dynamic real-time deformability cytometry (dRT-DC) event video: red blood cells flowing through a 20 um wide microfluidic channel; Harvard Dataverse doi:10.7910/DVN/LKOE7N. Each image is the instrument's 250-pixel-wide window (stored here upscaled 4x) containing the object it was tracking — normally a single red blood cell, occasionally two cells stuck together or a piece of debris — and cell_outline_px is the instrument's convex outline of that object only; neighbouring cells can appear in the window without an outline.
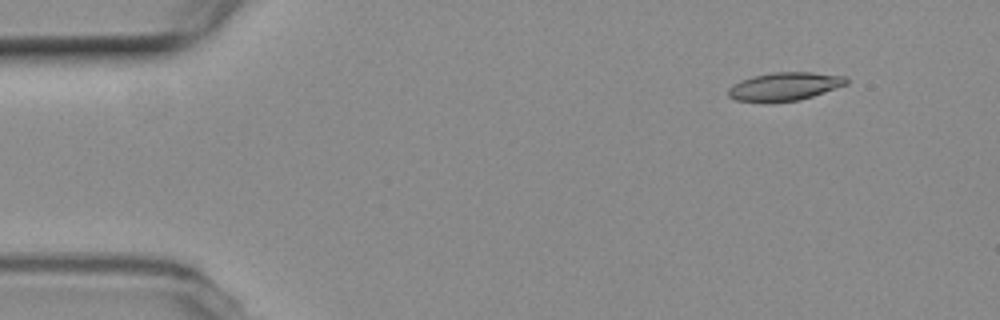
{"species": "common noctule bat (a hibernating species)", "species_latin": "Nyctalus noctula", "temperature_condition": "room temperature", "stored_images_in_passage": 51, "camera_frame_rate_fps": 3000, "um_per_image_px": 0.085, "animal": {"sex": "female", "body_mass_g": 19.3, "forearm_length_mm": 54.1}, "frame": {"image": 1, "passage_image": 1, "time_ms": 0.0, "image_size_px": [1000, 320], "cell_outline_px": [[848, 84], [800, 100], [764, 104], [736, 100], [728, 96], [728, 88], [732, 84], [740, 80], [752, 76], [772, 72], [812, 72], [844, 76], [848, 80]], "centroid_in_image_um": [66.63, 7.37], "position_along_channel_um": 18.4, "area_um2": 19.88}}
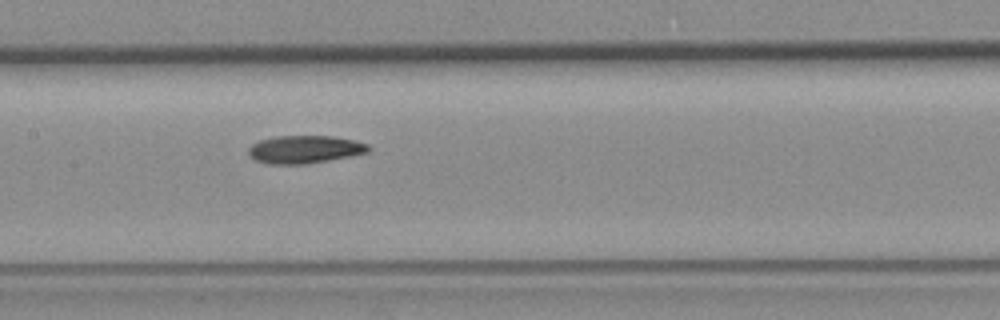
{"frame": {"image": 2, "passage_image": 22, "time_ms": 7.0, "image_size_px": [1000, 320], "cell_outline_px": [[372, 148], [368, 152], [352, 156], [308, 164], [268, 164], [256, 160], [248, 156], [248, 148], [252, 144], [260, 140], [276, 136], [332, 136], [352, 140], [368, 144]], "centroid_in_image_um": [25.9, 12.7], "position_along_channel_um": 181.5, "area_um2": 19.59}}
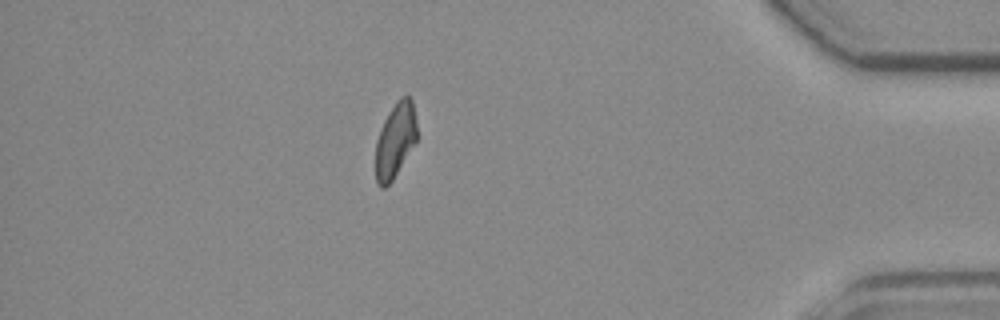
{"frame": {"image": 3, "passage_image": 44, "time_ms": 14.333, "image_size_px": [1000, 320], "cell_outline_px": [[416, 140], [392, 180], [384, 188], [380, 188], [376, 184], [376, 140], [380, 128], [388, 112], [396, 100], [400, 96], [408, 92], [412, 100], [416, 120]], "centroid_in_image_um": [33.58, 11.86], "position_along_channel_um": 401.6, "area_um2": 18.03}, "authors_computed_cell_mechanics": {"area_um2": 19.363, "velocity_mm_per_s": 3.6409, "shape_relaxation_time_tau1_ms": null, "shape_relaxation_time_tau2_ms": 7.6522, "deformation_change_tau1": null, "deformation_change_tau2": 0.1556}}